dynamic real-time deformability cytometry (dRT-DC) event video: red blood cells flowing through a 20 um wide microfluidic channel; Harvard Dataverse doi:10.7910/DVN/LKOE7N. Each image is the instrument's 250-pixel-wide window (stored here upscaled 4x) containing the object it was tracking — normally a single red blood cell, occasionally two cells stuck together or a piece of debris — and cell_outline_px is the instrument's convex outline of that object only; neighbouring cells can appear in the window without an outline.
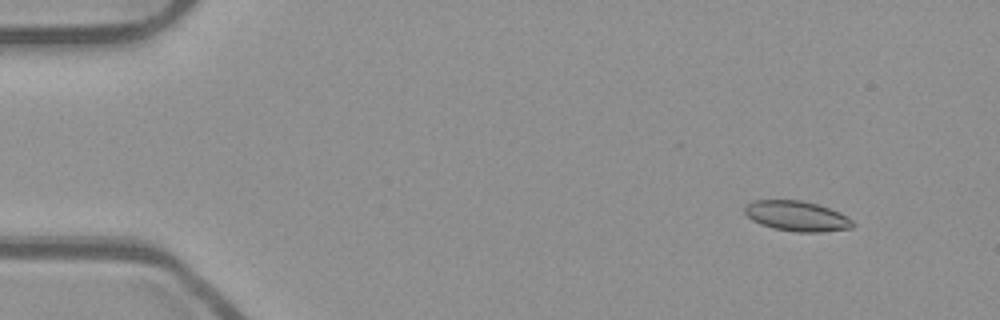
{"species": "common noctule bat (a hibernating species)", "species_latin": "Nyctalus noctula", "temperature_condition": "room temperature", "stored_images_in_passage": 53, "camera_frame_rate_fps": 3000, "um_per_image_px": 0.085, "animal": {"sex": "male", "body_mass_g": 23.1, "forearm_length_mm": 52.7}, "frame": {"image": 1, "passage_image": 5, "time_ms": 1.333, "image_size_px": [1000, 320], "cell_outline_px": [[856, 224], [852, 228], [820, 232], [796, 232], [772, 228], [760, 224], [752, 220], [744, 212], [744, 208], [752, 200], [800, 200], [816, 204], [840, 212], [852, 220]], "centroid_in_image_um": [67.73, 18.37], "position_along_channel_um": 17.3, "area_um2": 19.02}}
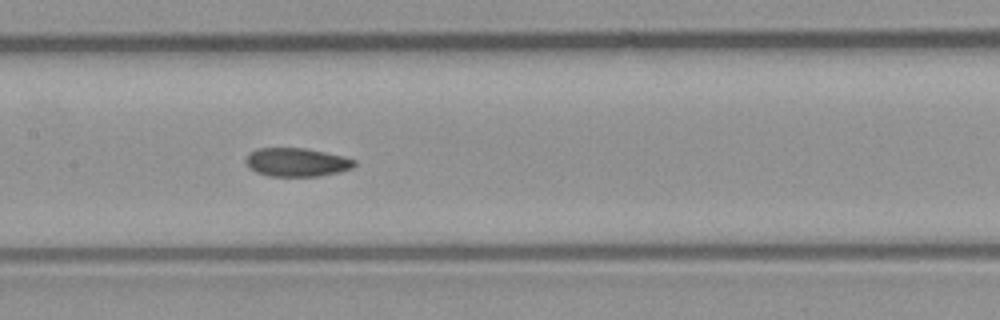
{"frame": {"image": 2, "passage_image": 26, "time_ms": 8.333, "image_size_px": [1000, 320], "cell_outline_px": [[356, 164], [352, 168], [340, 172], [316, 176], [268, 176], [256, 172], [248, 168], [244, 160], [248, 152], [256, 148], [304, 148], [344, 156], [356, 160]], "centroid_in_image_um": [25.18, 13.79], "position_along_channel_um": 182.2, "area_um2": 18.26}}
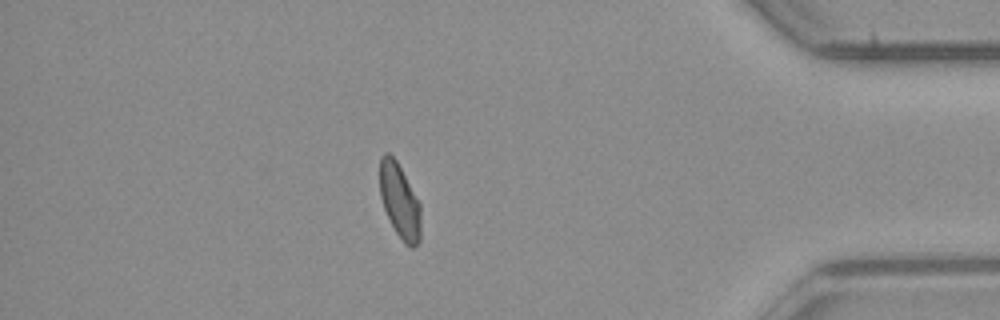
{"frame": {"image": 3, "passage_image": 46, "time_ms": 15.0, "image_size_px": [1000, 320], "cell_outline_px": [[420, 240], [412, 248], [404, 244], [396, 232], [384, 208], [380, 196], [380, 156], [384, 152], [388, 152], [396, 160], [420, 204]], "centroid_in_image_um": [33.96, 17.08], "position_along_channel_um": 401.2, "area_um2": 17.57}, "authors_computed_cell_mechanics": {"area_um2": 18.6116, "velocity_mm_per_s": 3.9025, "shape_relaxation_time_tau1_ms": null, "shape_relaxation_time_tau2_ms": 2.4833, "deformation_change_tau1": null, "deformation_change_tau2": 0.0622}}